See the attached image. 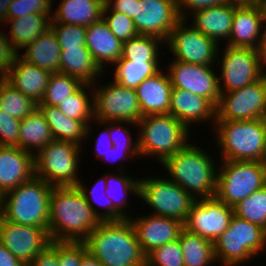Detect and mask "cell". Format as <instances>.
<instances>
[{"mask_svg": "<svg viewBox=\"0 0 266 266\" xmlns=\"http://www.w3.org/2000/svg\"><path fill=\"white\" fill-rule=\"evenodd\" d=\"M160 62L129 61L119 59L114 65V81L121 86L136 89L145 79L162 70ZM161 68V69H160Z\"/></svg>", "mask_w": 266, "mask_h": 266, "instance_id": "cell-35", "label": "cell"}, {"mask_svg": "<svg viewBox=\"0 0 266 266\" xmlns=\"http://www.w3.org/2000/svg\"><path fill=\"white\" fill-rule=\"evenodd\" d=\"M215 67L173 60L167 73L173 88L183 89L208 99L215 107L220 99L218 74Z\"/></svg>", "mask_w": 266, "mask_h": 266, "instance_id": "cell-18", "label": "cell"}, {"mask_svg": "<svg viewBox=\"0 0 266 266\" xmlns=\"http://www.w3.org/2000/svg\"><path fill=\"white\" fill-rule=\"evenodd\" d=\"M52 0H13L7 11V19L25 17L35 13L52 15Z\"/></svg>", "mask_w": 266, "mask_h": 266, "instance_id": "cell-45", "label": "cell"}, {"mask_svg": "<svg viewBox=\"0 0 266 266\" xmlns=\"http://www.w3.org/2000/svg\"><path fill=\"white\" fill-rule=\"evenodd\" d=\"M169 114L181 121L187 128L191 123H202L213 120L216 122V107L206 98L192 94L189 91L173 88Z\"/></svg>", "mask_w": 266, "mask_h": 266, "instance_id": "cell-22", "label": "cell"}, {"mask_svg": "<svg viewBox=\"0 0 266 266\" xmlns=\"http://www.w3.org/2000/svg\"><path fill=\"white\" fill-rule=\"evenodd\" d=\"M234 215L233 207L213 198L196 199L183 223L184 228L214 242L229 227Z\"/></svg>", "mask_w": 266, "mask_h": 266, "instance_id": "cell-15", "label": "cell"}, {"mask_svg": "<svg viewBox=\"0 0 266 266\" xmlns=\"http://www.w3.org/2000/svg\"><path fill=\"white\" fill-rule=\"evenodd\" d=\"M234 12L235 4L232 1L199 10L192 14V26L219 45V40H229Z\"/></svg>", "mask_w": 266, "mask_h": 266, "instance_id": "cell-26", "label": "cell"}, {"mask_svg": "<svg viewBox=\"0 0 266 266\" xmlns=\"http://www.w3.org/2000/svg\"><path fill=\"white\" fill-rule=\"evenodd\" d=\"M24 50L20 57L26 62L51 73L60 72L61 49L51 28L38 36Z\"/></svg>", "mask_w": 266, "mask_h": 266, "instance_id": "cell-29", "label": "cell"}, {"mask_svg": "<svg viewBox=\"0 0 266 266\" xmlns=\"http://www.w3.org/2000/svg\"><path fill=\"white\" fill-rule=\"evenodd\" d=\"M51 23L81 25L88 27L102 18L103 0H61Z\"/></svg>", "mask_w": 266, "mask_h": 266, "instance_id": "cell-27", "label": "cell"}, {"mask_svg": "<svg viewBox=\"0 0 266 266\" xmlns=\"http://www.w3.org/2000/svg\"><path fill=\"white\" fill-rule=\"evenodd\" d=\"M145 266H185L179 238L149 252Z\"/></svg>", "mask_w": 266, "mask_h": 266, "instance_id": "cell-42", "label": "cell"}, {"mask_svg": "<svg viewBox=\"0 0 266 266\" xmlns=\"http://www.w3.org/2000/svg\"><path fill=\"white\" fill-rule=\"evenodd\" d=\"M161 165L174 181L195 199L213 198L217 192V167L211 155L188 143Z\"/></svg>", "mask_w": 266, "mask_h": 266, "instance_id": "cell-3", "label": "cell"}, {"mask_svg": "<svg viewBox=\"0 0 266 266\" xmlns=\"http://www.w3.org/2000/svg\"><path fill=\"white\" fill-rule=\"evenodd\" d=\"M50 242L48 227L18 225L0 215V243L26 266Z\"/></svg>", "mask_w": 266, "mask_h": 266, "instance_id": "cell-17", "label": "cell"}, {"mask_svg": "<svg viewBox=\"0 0 266 266\" xmlns=\"http://www.w3.org/2000/svg\"><path fill=\"white\" fill-rule=\"evenodd\" d=\"M38 108L30 97L11 85L6 79H0V109L19 120L24 119Z\"/></svg>", "mask_w": 266, "mask_h": 266, "instance_id": "cell-38", "label": "cell"}, {"mask_svg": "<svg viewBox=\"0 0 266 266\" xmlns=\"http://www.w3.org/2000/svg\"><path fill=\"white\" fill-rule=\"evenodd\" d=\"M139 0H107L105 4L112 10L125 14L130 18L135 17L136 3Z\"/></svg>", "mask_w": 266, "mask_h": 266, "instance_id": "cell-53", "label": "cell"}, {"mask_svg": "<svg viewBox=\"0 0 266 266\" xmlns=\"http://www.w3.org/2000/svg\"><path fill=\"white\" fill-rule=\"evenodd\" d=\"M27 266H59L57 242L51 241L50 245L38 254Z\"/></svg>", "mask_w": 266, "mask_h": 266, "instance_id": "cell-51", "label": "cell"}, {"mask_svg": "<svg viewBox=\"0 0 266 266\" xmlns=\"http://www.w3.org/2000/svg\"><path fill=\"white\" fill-rule=\"evenodd\" d=\"M52 15L29 14L25 17L6 19L10 24V32L5 33L14 51L19 54L20 49H25L38 36L50 28ZM10 35V36H9Z\"/></svg>", "mask_w": 266, "mask_h": 266, "instance_id": "cell-31", "label": "cell"}, {"mask_svg": "<svg viewBox=\"0 0 266 266\" xmlns=\"http://www.w3.org/2000/svg\"><path fill=\"white\" fill-rule=\"evenodd\" d=\"M12 1L13 0H0V25L5 24L8 7Z\"/></svg>", "mask_w": 266, "mask_h": 266, "instance_id": "cell-58", "label": "cell"}, {"mask_svg": "<svg viewBox=\"0 0 266 266\" xmlns=\"http://www.w3.org/2000/svg\"><path fill=\"white\" fill-rule=\"evenodd\" d=\"M165 41L153 36L138 35L122 44V58L129 61L159 62L160 45Z\"/></svg>", "mask_w": 266, "mask_h": 266, "instance_id": "cell-39", "label": "cell"}, {"mask_svg": "<svg viewBox=\"0 0 266 266\" xmlns=\"http://www.w3.org/2000/svg\"><path fill=\"white\" fill-rule=\"evenodd\" d=\"M223 51L222 59L217 55L216 61L221 66L218 75L220 93L243 88L265 75L258 49L226 45Z\"/></svg>", "mask_w": 266, "mask_h": 266, "instance_id": "cell-11", "label": "cell"}, {"mask_svg": "<svg viewBox=\"0 0 266 266\" xmlns=\"http://www.w3.org/2000/svg\"><path fill=\"white\" fill-rule=\"evenodd\" d=\"M163 72L145 79L136 88L142 116L169 113L172 83L168 73Z\"/></svg>", "mask_w": 266, "mask_h": 266, "instance_id": "cell-24", "label": "cell"}, {"mask_svg": "<svg viewBox=\"0 0 266 266\" xmlns=\"http://www.w3.org/2000/svg\"><path fill=\"white\" fill-rule=\"evenodd\" d=\"M50 28L55 33L61 50L66 48H87L85 45V26L51 23Z\"/></svg>", "mask_w": 266, "mask_h": 266, "instance_id": "cell-44", "label": "cell"}, {"mask_svg": "<svg viewBox=\"0 0 266 266\" xmlns=\"http://www.w3.org/2000/svg\"><path fill=\"white\" fill-rule=\"evenodd\" d=\"M265 22L266 8L235 5L232 30L225 45L258 49Z\"/></svg>", "mask_w": 266, "mask_h": 266, "instance_id": "cell-21", "label": "cell"}, {"mask_svg": "<svg viewBox=\"0 0 266 266\" xmlns=\"http://www.w3.org/2000/svg\"><path fill=\"white\" fill-rule=\"evenodd\" d=\"M84 243L88 252L104 266L146 265V255L129 219L102 221Z\"/></svg>", "mask_w": 266, "mask_h": 266, "instance_id": "cell-2", "label": "cell"}, {"mask_svg": "<svg viewBox=\"0 0 266 266\" xmlns=\"http://www.w3.org/2000/svg\"><path fill=\"white\" fill-rule=\"evenodd\" d=\"M139 149H124V148H114L112 147L111 149H109L106 153L105 156L102 158L103 161L107 160L108 162H112L111 164H113L114 162L122 161L123 159L126 160L128 158L131 157L132 158H136L139 157ZM113 158L112 160L109 159Z\"/></svg>", "mask_w": 266, "mask_h": 266, "instance_id": "cell-54", "label": "cell"}, {"mask_svg": "<svg viewBox=\"0 0 266 266\" xmlns=\"http://www.w3.org/2000/svg\"><path fill=\"white\" fill-rule=\"evenodd\" d=\"M88 253L84 242H57L59 266H80L82 258Z\"/></svg>", "mask_w": 266, "mask_h": 266, "instance_id": "cell-46", "label": "cell"}, {"mask_svg": "<svg viewBox=\"0 0 266 266\" xmlns=\"http://www.w3.org/2000/svg\"><path fill=\"white\" fill-rule=\"evenodd\" d=\"M80 266H104V265L88 252L82 258Z\"/></svg>", "mask_w": 266, "mask_h": 266, "instance_id": "cell-59", "label": "cell"}, {"mask_svg": "<svg viewBox=\"0 0 266 266\" xmlns=\"http://www.w3.org/2000/svg\"><path fill=\"white\" fill-rule=\"evenodd\" d=\"M264 30L262 33V37H261V41H260V45L258 47V54H259V59H260V63H261V67L264 70V72L266 73V22L263 26Z\"/></svg>", "mask_w": 266, "mask_h": 266, "instance_id": "cell-56", "label": "cell"}, {"mask_svg": "<svg viewBox=\"0 0 266 266\" xmlns=\"http://www.w3.org/2000/svg\"><path fill=\"white\" fill-rule=\"evenodd\" d=\"M60 73L79 79L83 84L93 85L103 71L94 62L88 48H66L61 50Z\"/></svg>", "mask_w": 266, "mask_h": 266, "instance_id": "cell-30", "label": "cell"}, {"mask_svg": "<svg viewBox=\"0 0 266 266\" xmlns=\"http://www.w3.org/2000/svg\"><path fill=\"white\" fill-rule=\"evenodd\" d=\"M129 220L145 255L157 247L177 240L184 228L178 219L153 214L138 218L130 217Z\"/></svg>", "mask_w": 266, "mask_h": 266, "instance_id": "cell-19", "label": "cell"}, {"mask_svg": "<svg viewBox=\"0 0 266 266\" xmlns=\"http://www.w3.org/2000/svg\"><path fill=\"white\" fill-rule=\"evenodd\" d=\"M122 124L137 126L133 122L109 121L110 140L114 148L139 149L138 135L136 141L131 137L130 130ZM125 137V138H124ZM123 138V139H122Z\"/></svg>", "mask_w": 266, "mask_h": 266, "instance_id": "cell-47", "label": "cell"}, {"mask_svg": "<svg viewBox=\"0 0 266 266\" xmlns=\"http://www.w3.org/2000/svg\"><path fill=\"white\" fill-rule=\"evenodd\" d=\"M213 246L217 262L219 260L224 266H239L265 250L266 231L234 214L229 227Z\"/></svg>", "mask_w": 266, "mask_h": 266, "instance_id": "cell-7", "label": "cell"}, {"mask_svg": "<svg viewBox=\"0 0 266 266\" xmlns=\"http://www.w3.org/2000/svg\"><path fill=\"white\" fill-rule=\"evenodd\" d=\"M139 154L154 157L161 164L184 148L190 140V130L168 114L145 115L137 122Z\"/></svg>", "mask_w": 266, "mask_h": 266, "instance_id": "cell-6", "label": "cell"}, {"mask_svg": "<svg viewBox=\"0 0 266 266\" xmlns=\"http://www.w3.org/2000/svg\"><path fill=\"white\" fill-rule=\"evenodd\" d=\"M35 176L34 155L18 146H0V195Z\"/></svg>", "mask_w": 266, "mask_h": 266, "instance_id": "cell-20", "label": "cell"}, {"mask_svg": "<svg viewBox=\"0 0 266 266\" xmlns=\"http://www.w3.org/2000/svg\"><path fill=\"white\" fill-rule=\"evenodd\" d=\"M92 87H94V120L137 124L143 117L136 89L121 86L114 80L100 87L95 82Z\"/></svg>", "mask_w": 266, "mask_h": 266, "instance_id": "cell-12", "label": "cell"}, {"mask_svg": "<svg viewBox=\"0 0 266 266\" xmlns=\"http://www.w3.org/2000/svg\"><path fill=\"white\" fill-rule=\"evenodd\" d=\"M185 266H213L216 263L213 242L183 228L179 234Z\"/></svg>", "mask_w": 266, "mask_h": 266, "instance_id": "cell-33", "label": "cell"}, {"mask_svg": "<svg viewBox=\"0 0 266 266\" xmlns=\"http://www.w3.org/2000/svg\"><path fill=\"white\" fill-rule=\"evenodd\" d=\"M266 118V74L243 88L221 93L216 120H253Z\"/></svg>", "mask_w": 266, "mask_h": 266, "instance_id": "cell-13", "label": "cell"}, {"mask_svg": "<svg viewBox=\"0 0 266 266\" xmlns=\"http://www.w3.org/2000/svg\"><path fill=\"white\" fill-rule=\"evenodd\" d=\"M96 124L104 125V130L99 132L97 139H95V156H98L97 159H101L105 156V153L113 147L112 141L110 140V133H109V121H97L95 120ZM106 126V128H105ZM107 145H106V144Z\"/></svg>", "mask_w": 266, "mask_h": 266, "instance_id": "cell-52", "label": "cell"}, {"mask_svg": "<svg viewBox=\"0 0 266 266\" xmlns=\"http://www.w3.org/2000/svg\"><path fill=\"white\" fill-rule=\"evenodd\" d=\"M217 172L216 197L234 207L266 185V163L258 161H221Z\"/></svg>", "mask_w": 266, "mask_h": 266, "instance_id": "cell-9", "label": "cell"}, {"mask_svg": "<svg viewBox=\"0 0 266 266\" xmlns=\"http://www.w3.org/2000/svg\"><path fill=\"white\" fill-rule=\"evenodd\" d=\"M17 55L5 33L0 30V79L7 78Z\"/></svg>", "mask_w": 266, "mask_h": 266, "instance_id": "cell-50", "label": "cell"}, {"mask_svg": "<svg viewBox=\"0 0 266 266\" xmlns=\"http://www.w3.org/2000/svg\"><path fill=\"white\" fill-rule=\"evenodd\" d=\"M102 18L109 26L111 32L122 43L139 35L136 31L133 18L123 13L112 11L106 4L103 7Z\"/></svg>", "mask_w": 266, "mask_h": 266, "instance_id": "cell-43", "label": "cell"}, {"mask_svg": "<svg viewBox=\"0 0 266 266\" xmlns=\"http://www.w3.org/2000/svg\"><path fill=\"white\" fill-rule=\"evenodd\" d=\"M0 266H26L0 243Z\"/></svg>", "mask_w": 266, "mask_h": 266, "instance_id": "cell-55", "label": "cell"}, {"mask_svg": "<svg viewBox=\"0 0 266 266\" xmlns=\"http://www.w3.org/2000/svg\"><path fill=\"white\" fill-rule=\"evenodd\" d=\"M83 83L63 73H52L44 96L38 105L58 106L65 98L75 93Z\"/></svg>", "mask_w": 266, "mask_h": 266, "instance_id": "cell-41", "label": "cell"}, {"mask_svg": "<svg viewBox=\"0 0 266 266\" xmlns=\"http://www.w3.org/2000/svg\"><path fill=\"white\" fill-rule=\"evenodd\" d=\"M238 217L266 231V185L233 207Z\"/></svg>", "mask_w": 266, "mask_h": 266, "instance_id": "cell-40", "label": "cell"}, {"mask_svg": "<svg viewBox=\"0 0 266 266\" xmlns=\"http://www.w3.org/2000/svg\"><path fill=\"white\" fill-rule=\"evenodd\" d=\"M52 140L54 138L49 124L39 108L21 120L19 127V147L22 150L35 156V154Z\"/></svg>", "mask_w": 266, "mask_h": 266, "instance_id": "cell-32", "label": "cell"}, {"mask_svg": "<svg viewBox=\"0 0 266 266\" xmlns=\"http://www.w3.org/2000/svg\"><path fill=\"white\" fill-rule=\"evenodd\" d=\"M177 2L180 18L182 20H188L189 15L192 16V14L196 11L213 6L228 4L231 2V0H177ZM187 11L189 13H187Z\"/></svg>", "mask_w": 266, "mask_h": 266, "instance_id": "cell-49", "label": "cell"}, {"mask_svg": "<svg viewBox=\"0 0 266 266\" xmlns=\"http://www.w3.org/2000/svg\"><path fill=\"white\" fill-rule=\"evenodd\" d=\"M49 124L54 140L67 141L82 146L92 133V126L64 115L57 106L38 105ZM90 132V133H89Z\"/></svg>", "mask_w": 266, "mask_h": 266, "instance_id": "cell-28", "label": "cell"}, {"mask_svg": "<svg viewBox=\"0 0 266 266\" xmlns=\"http://www.w3.org/2000/svg\"><path fill=\"white\" fill-rule=\"evenodd\" d=\"M221 161L265 162L266 119L216 120Z\"/></svg>", "mask_w": 266, "mask_h": 266, "instance_id": "cell-4", "label": "cell"}, {"mask_svg": "<svg viewBox=\"0 0 266 266\" xmlns=\"http://www.w3.org/2000/svg\"><path fill=\"white\" fill-rule=\"evenodd\" d=\"M182 19L177 0H139L133 22L139 35L169 39L171 31Z\"/></svg>", "mask_w": 266, "mask_h": 266, "instance_id": "cell-16", "label": "cell"}, {"mask_svg": "<svg viewBox=\"0 0 266 266\" xmlns=\"http://www.w3.org/2000/svg\"><path fill=\"white\" fill-rule=\"evenodd\" d=\"M101 222L77 186L52 188L48 224L51 241L84 242Z\"/></svg>", "mask_w": 266, "mask_h": 266, "instance_id": "cell-1", "label": "cell"}, {"mask_svg": "<svg viewBox=\"0 0 266 266\" xmlns=\"http://www.w3.org/2000/svg\"><path fill=\"white\" fill-rule=\"evenodd\" d=\"M139 198L156 216L172 217L184 223L195 198L174 181L164 178H140Z\"/></svg>", "mask_w": 266, "mask_h": 266, "instance_id": "cell-10", "label": "cell"}, {"mask_svg": "<svg viewBox=\"0 0 266 266\" xmlns=\"http://www.w3.org/2000/svg\"><path fill=\"white\" fill-rule=\"evenodd\" d=\"M106 184H107L106 177L103 174V176H101L99 179L96 180L95 184H93V187H91L90 189L87 188V186L85 187L82 181L78 182L77 187L83 194L87 203L93 209L94 213L102 221L125 220L126 218L113 206V202L106 196L105 194V190L107 188ZM98 188H101L100 189L101 191H98L99 190ZM94 203H96L97 206H101L105 210L102 209L103 212H100L99 209H97V207L95 208L96 204Z\"/></svg>", "mask_w": 266, "mask_h": 266, "instance_id": "cell-37", "label": "cell"}, {"mask_svg": "<svg viewBox=\"0 0 266 266\" xmlns=\"http://www.w3.org/2000/svg\"><path fill=\"white\" fill-rule=\"evenodd\" d=\"M52 188L34 176L2 195L0 215L18 225L48 227Z\"/></svg>", "mask_w": 266, "mask_h": 266, "instance_id": "cell-5", "label": "cell"}, {"mask_svg": "<svg viewBox=\"0 0 266 266\" xmlns=\"http://www.w3.org/2000/svg\"><path fill=\"white\" fill-rule=\"evenodd\" d=\"M80 148L76 143L52 140L34 156L35 176L53 187L77 186Z\"/></svg>", "mask_w": 266, "mask_h": 266, "instance_id": "cell-8", "label": "cell"}, {"mask_svg": "<svg viewBox=\"0 0 266 266\" xmlns=\"http://www.w3.org/2000/svg\"><path fill=\"white\" fill-rule=\"evenodd\" d=\"M21 120L0 109V146L19 147V127Z\"/></svg>", "mask_w": 266, "mask_h": 266, "instance_id": "cell-48", "label": "cell"}, {"mask_svg": "<svg viewBox=\"0 0 266 266\" xmlns=\"http://www.w3.org/2000/svg\"><path fill=\"white\" fill-rule=\"evenodd\" d=\"M119 168V169H118ZM116 171L117 174L113 173H104L106 177V196L113 202V206L126 218L129 219L130 214L126 213L124 207L128 204V196L130 194H134L133 196L139 197L140 193V178L135 179L133 175L123 174L122 167H118Z\"/></svg>", "mask_w": 266, "mask_h": 266, "instance_id": "cell-34", "label": "cell"}, {"mask_svg": "<svg viewBox=\"0 0 266 266\" xmlns=\"http://www.w3.org/2000/svg\"><path fill=\"white\" fill-rule=\"evenodd\" d=\"M236 6L266 8V0H231Z\"/></svg>", "mask_w": 266, "mask_h": 266, "instance_id": "cell-57", "label": "cell"}, {"mask_svg": "<svg viewBox=\"0 0 266 266\" xmlns=\"http://www.w3.org/2000/svg\"><path fill=\"white\" fill-rule=\"evenodd\" d=\"M186 22L189 20H181L171 31L165 42L167 49L175 56L174 60L213 66L216 64L217 55L220 54V45L192 25L187 26Z\"/></svg>", "mask_w": 266, "mask_h": 266, "instance_id": "cell-14", "label": "cell"}, {"mask_svg": "<svg viewBox=\"0 0 266 266\" xmlns=\"http://www.w3.org/2000/svg\"><path fill=\"white\" fill-rule=\"evenodd\" d=\"M86 88H89L87 90H90L91 94L89 92H86ZM57 107L64 115L76 120H80L86 126L91 124V122L94 123L95 120L92 85L83 84L75 93L65 98L63 102H60Z\"/></svg>", "mask_w": 266, "mask_h": 266, "instance_id": "cell-36", "label": "cell"}, {"mask_svg": "<svg viewBox=\"0 0 266 266\" xmlns=\"http://www.w3.org/2000/svg\"><path fill=\"white\" fill-rule=\"evenodd\" d=\"M1 199H2V196L0 195V211H1Z\"/></svg>", "mask_w": 266, "mask_h": 266, "instance_id": "cell-60", "label": "cell"}, {"mask_svg": "<svg viewBox=\"0 0 266 266\" xmlns=\"http://www.w3.org/2000/svg\"><path fill=\"white\" fill-rule=\"evenodd\" d=\"M122 42L111 32L101 18L86 27L85 45L91 52L94 62L105 72V64L112 66L122 58Z\"/></svg>", "mask_w": 266, "mask_h": 266, "instance_id": "cell-23", "label": "cell"}, {"mask_svg": "<svg viewBox=\"0 0 266 266\" xmlns=\"http://www.w3.org/2000/svg\"><path fill=\"white\" fill-rule=\"evenodd\" d=\"M18 54L6 80L25 96L39 104L51 76V72L26 62Z\"/></svg>", "mask_w": 266, "mask_h": 266, "instance_id": "cell-25", "label": "cell"}]
</instances>
